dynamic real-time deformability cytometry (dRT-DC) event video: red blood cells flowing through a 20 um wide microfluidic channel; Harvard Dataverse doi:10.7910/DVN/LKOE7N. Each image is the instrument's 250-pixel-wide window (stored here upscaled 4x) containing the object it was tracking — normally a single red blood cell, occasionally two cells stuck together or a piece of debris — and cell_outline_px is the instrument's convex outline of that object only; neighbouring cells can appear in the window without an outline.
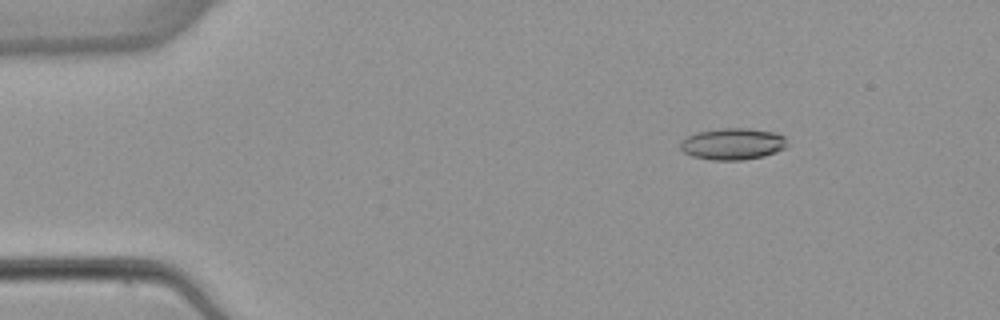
{"species": "common noctule bat (a hibernating species)", "species_latin": "Nyctalus noctula", "temperature_condition": "warm", "stored_images_in_passage": 5, "camera_frame_rate_fps": 3000, "um_per_image_px": 0.085, "animal": {"sex": "female", "body_mass_g": 22.7, "forearm_length_mm": 54.2}, "frame": {"image": 1, "passage_image": 3, "time_ms": 2.333, "image_size_px": [1000, 320], "cell_outline_px": [[788, 144], [784, 148], [776, 152], [764, 156], [740, 160], [712, 160], [692, 156], [684, 152], [680, 148], [680, 140], [696, 132], [716, 128], [748, 128], [772, 132], [784, 136]], "centroid_in_image_um": [62.25, 12.23], "position_along_channel_um": 22.7, "area_um2": 19.77}}